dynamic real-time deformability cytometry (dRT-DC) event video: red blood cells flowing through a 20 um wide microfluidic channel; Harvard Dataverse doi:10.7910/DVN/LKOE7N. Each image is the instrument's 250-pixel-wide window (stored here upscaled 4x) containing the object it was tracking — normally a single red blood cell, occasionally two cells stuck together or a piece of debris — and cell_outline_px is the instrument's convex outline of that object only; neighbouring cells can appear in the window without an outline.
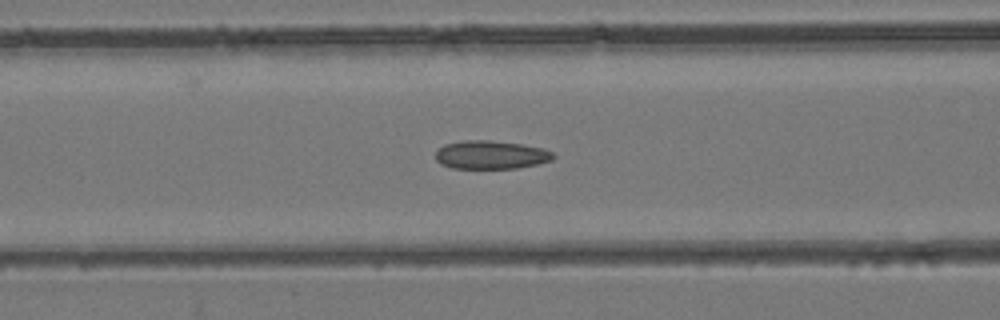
{"species": "common noctule bat (a hibernating species)", "species_latin": "Nyctalus noctula", "temperature_condition": "room temperature", "stored_images_in_passage": 43, "camera_frame_rate_fps": 3000, "um_per_image_px": 0.085, "animal": {"sex": "female", "body_mass_g": 24.6, "forearm_length_mm": 56.2}, "frame": {"image": 1, "passage_image": 18, "time_ms": 5.667, "image_size_px": [1000, 320], "cell_outline_px": [[556, 156], [552, 160], [540, 164], [516, 168], [452, 168], [440, 164], [436, 160], [436, 152], [444, 144], [464, 140], [488, 140], [524, 144], [544, 148], [552, 152]], "centroid_in_image_um": [41.76, 13.16], "position_along_channel_um": 124.8, "area_um2": 19.65}}
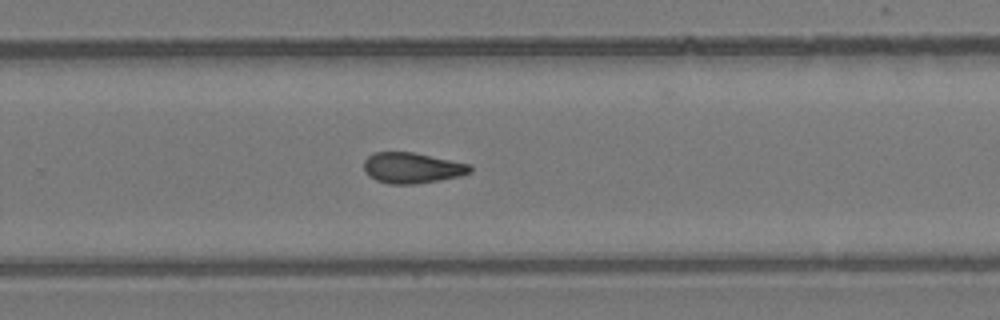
{"frame": {"image": 2, "passage_image": 30, "time_ms": 9.667, "image_size_px": [1000, 320], "cell_outline_px": [[472, 172], [460, 176], [440, 180], [416, 184], [388, 184], [376, 180], [368, 176], [364, 172], [364, 160], [368, 156], [376, 152], [412, 152], [472, 164]], "centroid_in_image_um": [35.04, 14.28], "position_along_channel_um": 294.8, "area_um2": 19.19}}
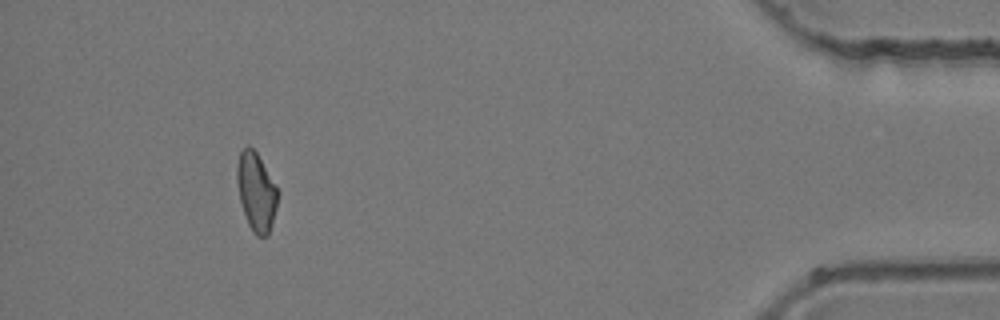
{"frame": {"image": 3, "passage_image": 43, "time_ms": 14.0, "image_size_px": [1000, 320], "cell_outline_px": [[280, 192], [272, 224], [268, 236], [256, 236], [252, 232], [248, 224], [240, 200], [236, 180], [236, 168], [240, 152], [248, 144], [256, 152]], "centroid_in_image_um": [21.79, 16.32], "position_along_channel_um": 413.4, "area_um2": 18.67}}